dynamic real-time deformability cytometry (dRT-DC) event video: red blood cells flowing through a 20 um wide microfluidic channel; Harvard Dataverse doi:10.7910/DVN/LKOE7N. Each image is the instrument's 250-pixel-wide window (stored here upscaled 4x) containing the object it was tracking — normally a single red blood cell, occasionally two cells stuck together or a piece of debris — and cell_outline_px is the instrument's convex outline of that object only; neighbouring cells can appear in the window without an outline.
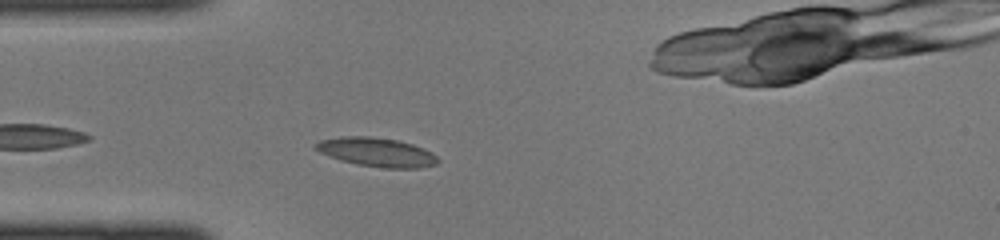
{"species": "common noctule bat (a hibernating species)", "species_latin": "Nyctalus noctula", "temperature_condition": "cold", "stored_images_in_passage": 27, "camera_frame_rate_fps": 3000, "um_per_image_px": 0.085, "animal": {"sex": "female", "body_mass_g": 22.0, "forearm_length_mm": 56.7}, "frame": {"image": 1, "passage_image": 3, "time_ms": 0.667, "image_size_px": [1000, 240], "cell_outline_px": [[440, 160], [436, 164], [420, 168], [384, 168], [356, 164], [340, 160], [328, 156], [312, 148], [312, 144], [320, 140], [340, 136], [368, 136], [396, 140], [412, 144], [432, 152]], "centroid_in_image_um": [31.97, 12.93], "position_along_channel_um": 53.0, "area_um2": 20.75}}
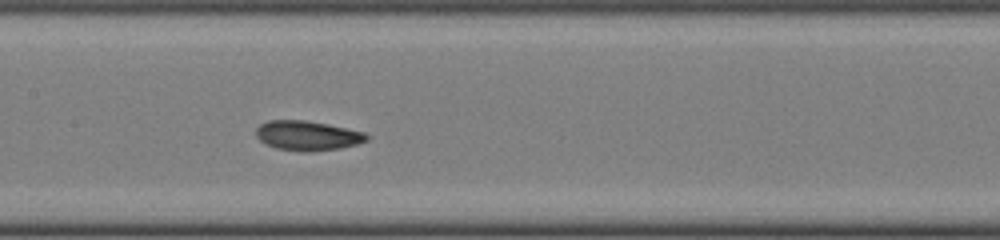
{"frame": {"image": 2, "passage_image": 12, "time_ms": 3.667, "image_size_px": [1000, 240], "cell_outline_px": [[368, 140], [356, 144], [340, 148], [312, 152], [304, 152], [276, 148], [264, 144], [256, 136], [256, 128], [260, 124], [268, 120], [304, 120], [328, 124], [364, 132], [368, 136]], "centroid_in_image_um": [26.1, 11.53], "position_along_channel_um": 181.3, "area_um2": 19.19}}
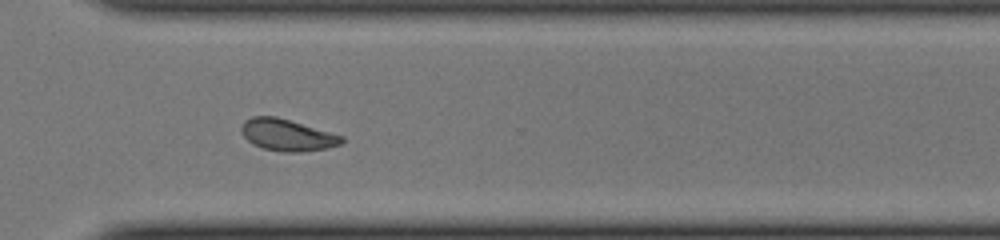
{"frame": {"image": 3, "passage_image": 23, "time_ms": 7.333, "image_size_px": [1000, 240], "cell_outline_px": [[344, 140], [340, 144], [324, 148], [300, 152], [284, 152], [264, 148], [252, 144], [244, 136], [240, 128], [244, 120], [252, 116], [276, 116], [344, 136]], "centroid_in_image_um": [24.38, 11.46], "position_along_channel_um": 346.2, "area_um2": 18.38}}